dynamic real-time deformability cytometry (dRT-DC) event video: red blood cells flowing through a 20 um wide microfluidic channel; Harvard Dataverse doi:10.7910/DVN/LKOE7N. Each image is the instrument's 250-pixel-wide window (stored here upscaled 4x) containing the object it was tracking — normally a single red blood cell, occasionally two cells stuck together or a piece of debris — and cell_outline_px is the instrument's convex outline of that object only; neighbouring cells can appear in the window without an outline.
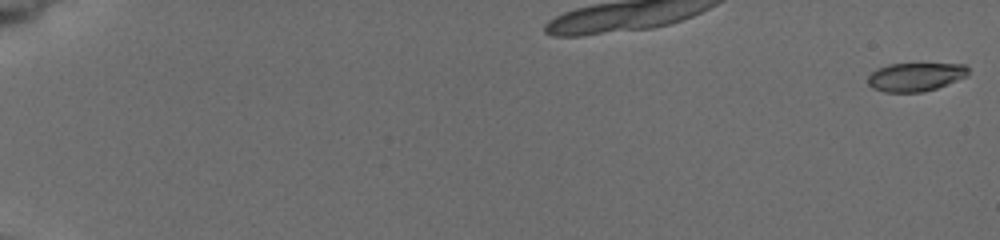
{"species": "common noctule bat (a hibernating species)", "species_latin": "Nyctalus noctula", "temperature_condition": "cold", "stored_images_in_passage": 9, "camera_frame_rate_fps": 3000, "um_per_image_px": 0.085, "animal": {"sex": "female", "body_mass_g": 19.5, "forearm_length_mm": 54.1}, "frame": {"image": 1, "passage_image": 1, "time_ms": 0.0, "image_size_px": [1000, 240], "cell_outline_px": [[968, 76], [936, 88], [924, 92], [884, 92], [872, 88], [868, 84], [868, 76], [872, 72], [888, 64], [964, 64], [968, 68]], "centroid_in_image_um": [77.81, 6.54], "position_along_channel_um": 7.2, "area_um2": 16.59}}
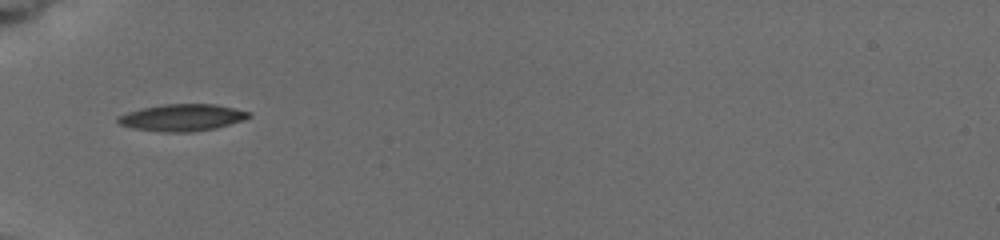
{"frame": {"image": 2, "passage_image": 8, "time_ms": 7.0, "image_size_px": [1000, 240], "cell_outline_px": [[252, 116], [244, 120], [216, 128], [192, 132], [164, 132], [132, 128], [120, 124], [116, 120], [116, 116], [128, 112], [144, 108], [164, 104], [216, 104], [252, 112]], "centroid_in_image_um": [15.51, 9.99], "position_along_channel_um": 69.5, "area_um2": 20.58}}
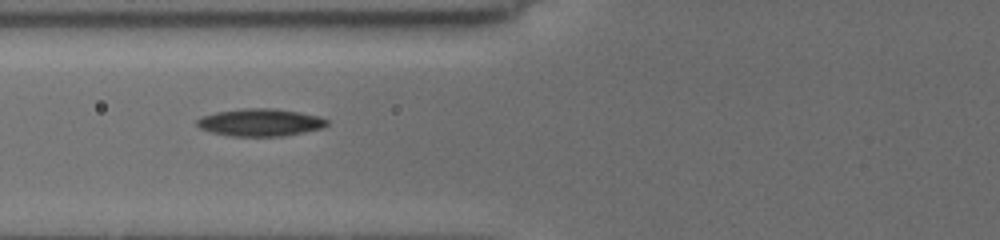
{"frame": {"image": 3, "passage_image": 9, "time_ms": 8.0, "image_size_px": [1000, 240], "cell_outline_px": [[328, 124], [324, 128], [284, 136], [232, 136], [212, 132], [200, 128], [196, 124], [196, 120], [204, 116], [216, 112], [244, 108], [272, 108], [300, 112], [320, 116], [328, 120]], "centroid_in_image_um": [22.16, 10.4], "position_along_channel_um": 103.6, "area_um2": 20.81}}